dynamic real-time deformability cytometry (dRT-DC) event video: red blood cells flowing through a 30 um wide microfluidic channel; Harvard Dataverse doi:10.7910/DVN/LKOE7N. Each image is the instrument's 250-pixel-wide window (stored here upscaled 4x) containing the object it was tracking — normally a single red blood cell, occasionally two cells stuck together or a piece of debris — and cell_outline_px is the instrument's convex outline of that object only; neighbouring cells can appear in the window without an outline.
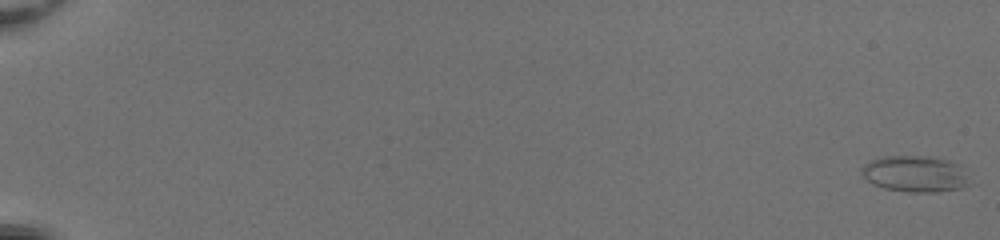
{"species": "common noctule bat (a hibernating species)", "species_latin": "Nyctalus noctula", "temperature_condition": "room temperature", "stored_images_in_passage": 53, "camera_frame_rate_fps": 3000, "um_per_image_px": 0.085, "animal": {"sex": "female", "body_mass_g": 20.0, "forearm_length_mm": 54.0}, "frame": {"image": 1, "passage_image": 1, "time_ms": 0.0, "image_size_px": [1000, 240], "cell_outline_px": [[968, 184], [960, 188], [936, 192], [908, 192], [884, 188], [872, 184], [860, 172], [860, 168], [864, 164], [872, 160], [884, 156], [936, 156], [948, 160], [956, 164], [968, 180]], "centroid_in_image_um": [77.71, 14.77], "position_along_channel_um": 7.3, "area_um2": 22.6}}
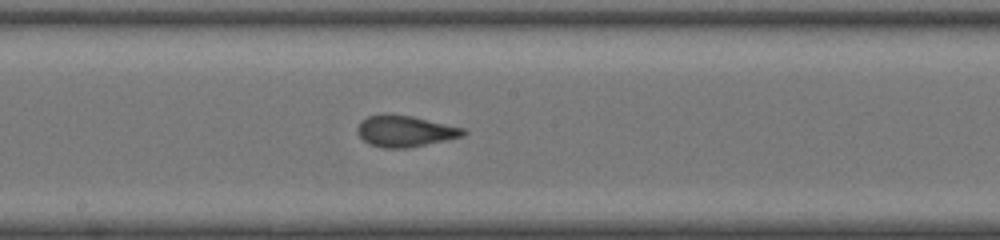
{"frame": {"image": 2, "passage_image": 32, "time_ms": 10.333, "image_size_px": [1000, 240], "cell_outline_px": [[468, 132], [464, 136], [408, 148], [384, 148], [368, 144], [356, 132], [356, 128], [360, 120], [368, 116], [384, 112], [388, 112], [412, 116], [464, 128]], "centroid_in_image_um": [34.38, 11.12], "position_along_channel_um": 213.8, "area_um2": 19.65}}
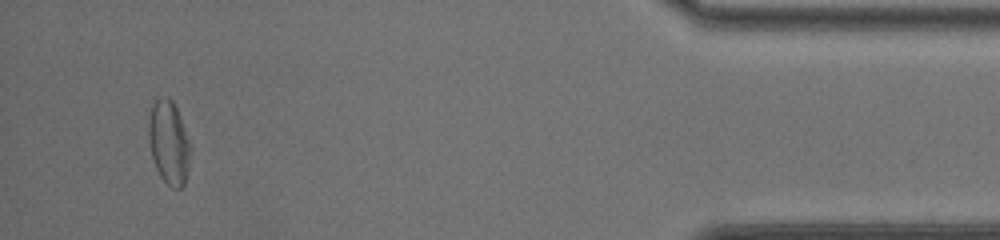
{"frame": {"image": 3, "passage_image": 51, "time_ms": 16.667, "image_size_px": [1000, 240], "cell_outline_px": [[192, 152], [184, 184], [180, 188], [172, 188], [160, 176], [152, 160], [148, 140], [148, 120], [152, 104], [156, 100], [164, 96], [168, 96], [172, 100], [180, 116], [192, 144]], "centroid_in_image_um": [14.36, 12.1], "position_along_channel_um": 420.8, "area_um2": 20.81}, "authors_computed_cell_mechanics": {"area_um2": 19.941, "velocity_mm_per_s": 4.1769, "shape_relaxation_time_tau1_ms": 4.4135, "shape_relaxation_time_tau2_ms": 1.0061, "deformation_change_tau1": 0.1395, "deformation_change_tau2": 0.0798}}